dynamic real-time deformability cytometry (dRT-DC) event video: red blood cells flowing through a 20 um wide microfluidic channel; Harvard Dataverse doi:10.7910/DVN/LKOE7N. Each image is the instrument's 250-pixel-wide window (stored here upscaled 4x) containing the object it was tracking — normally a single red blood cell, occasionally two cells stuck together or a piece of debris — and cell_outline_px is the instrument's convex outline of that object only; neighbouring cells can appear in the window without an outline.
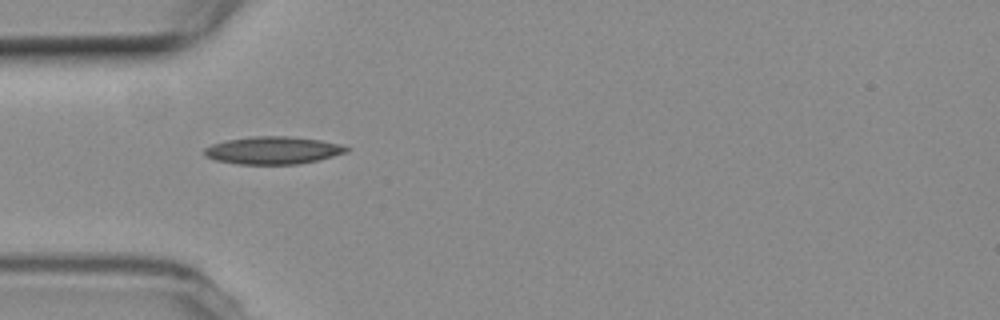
{"species": "common noctule bat (a hibernating species)", "species_latin": "Nyctalus noctula", "temperature_condition": "room temperature", "stored_images_in_passage": 2, "camera_frame_rate_fps": 3000, "um_per_image_px": 0.085, "animal": {"sex": "female", "body_mass_g": 19.3, "forearm_length_mm": 54.1}, "frame": {"image": 1, "passage_image": 1, "time_ms": 0.0, "image_size_px": [1000, 320], "cell_outline_px": [[348, 152], [300, 164], [236, 164], [216, 160], [204, 156], [204, 148], [212, 144], [228, 140], [252, 136], [288, 136], [320, 140], [336, 144], [348, 148]], "centroid_in_image_um": [23.15, 12.78], "position_along_channel_um": 61.9, "area_um2": 22.6}}
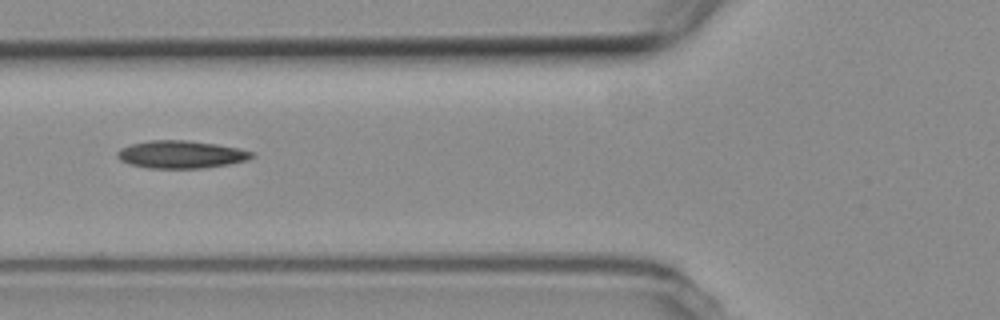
{"frame": {"image": 2, "passage_image": 2, "time_ms": 1.333, "image_size_px": [1000, 320], "cell_outline_px": [[256, 156], [248, 160], [228, 164], [204, 168], [148, 168], [128, 164], [120, 160], [116, 156], [116, 152], [120, 148], [132, 144], [152, 140], [188, 140], [216, 144], [240, 148], [256, 152]], "centroid_in_image_um": [15.42, 13.13], "position_along_channel_um": 110.4, "area_um2": 21.91}}